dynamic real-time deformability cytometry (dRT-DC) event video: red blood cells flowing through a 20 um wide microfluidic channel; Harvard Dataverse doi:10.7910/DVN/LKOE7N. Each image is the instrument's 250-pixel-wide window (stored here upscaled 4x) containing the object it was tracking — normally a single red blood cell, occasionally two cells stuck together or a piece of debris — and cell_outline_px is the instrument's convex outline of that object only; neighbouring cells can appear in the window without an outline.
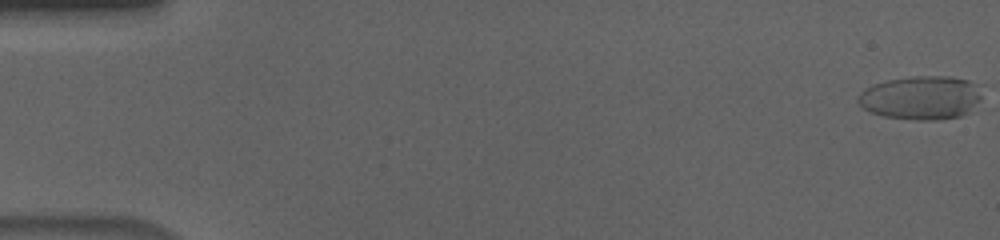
{"species": "human", "species_latin": "Homo sapiens", "temperature_condition": "cold", "stored_images_in_passage": 57, "camera_frame_rate_fps": 3000, "um_per_image_px": 0.085, "donor": {"sex": "male"}, "frame": {"image": 1, "passage_image": 1, "time_ms": 0.0, "image_size_px": [1000, 240], "cell_outline_px": [[984, 88], [980, 100], [968, 112], [960, 116], [940, 120], [916, 120], [884, 116], [872, 112], [864, 108], [856, 100], [860, 92], [864, 88], [872, 84], [888, 80], [912, 76], [948, 76], [968, 80], [984, 84]], "centroid_in_image_um": [78.35, 8.29], "position_along_channel_um": 6.7, "area_um2": 32.02}}
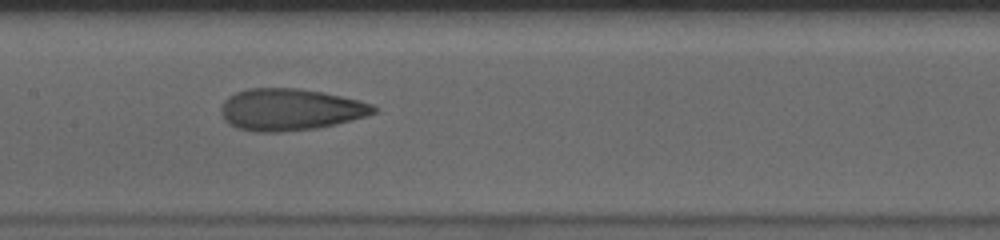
{"frame": {"image": 2, "passage_image": 29, "time_ms": 9.333, "image_size_px": [1000, 240], "cell_outline_px": [[380, 108], [376, 112], [368, 116], [336, 124], [316, 128], [280, 132], [256, 132], [236, 128], [228, 124], [224, 120], [220, 112], [220, 108], [224, 100], [228, 96], [236, 92], [248, 88], [296, 88], [324, 92], [360, 100], [372, 104]], "centroid_in_image_um": [24.67, 9.31], "position_along_channel_um": 182.7, "area_um2": 37.63}}
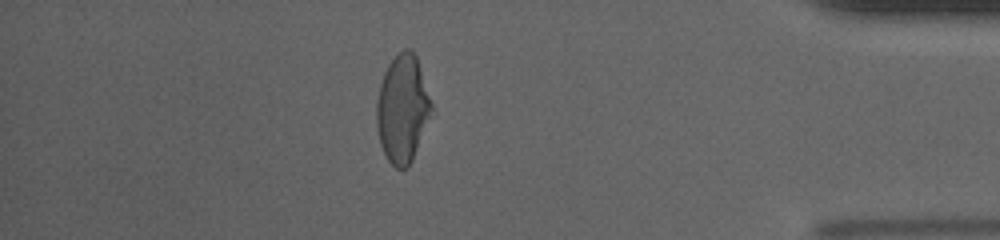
{"frame": {"image": 3, "passage_image": 50, "time_ms": 16.333, "image_size_px": [1000, 240], "cell_outline_px": [[432, 108], [412, 160], [404, 168], [396, 168], [388, 160], [380, 144], [376, 128], [376, 100], [380, 84], [384, 72], [388, 64], [404, 48], [412, 48], [416, 56], [432, 104]], "centroid_in_image_um": [34.18, 9.22], "position_along_channel_um": 401.0, "area_um2": 33.87}, "authors_computed_cell_mechanics": {"area_um2": 35.3158, "velocity_mm_per_s": 3.6512, "shape_relaxation_time_tau1_ms": 6.6282, "shape_relaxation_time_tau2_ms": 1.5241, "deformation_change_tau1": 0.2082, "deformation_change_tau2": 0.0902}}